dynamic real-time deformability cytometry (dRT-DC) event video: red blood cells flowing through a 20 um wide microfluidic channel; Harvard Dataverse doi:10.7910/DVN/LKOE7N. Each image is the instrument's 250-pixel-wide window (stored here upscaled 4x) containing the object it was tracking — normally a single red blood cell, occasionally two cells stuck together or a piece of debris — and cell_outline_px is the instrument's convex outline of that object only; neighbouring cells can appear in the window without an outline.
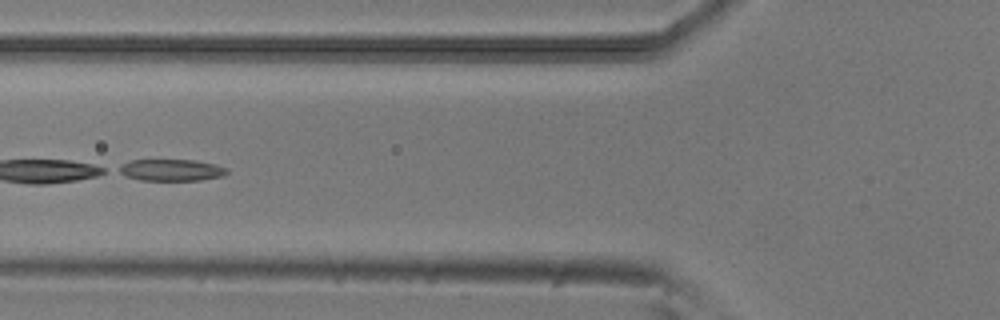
{"species": "common noctule bat (a hibernating species)", "species_latin": "Nyctalus noctula", "temperature_condition": "room temperature", "stored_images_in_passage": 50, "segment_of_instrument_passage": [2, 2], "camera_frame_rate_fps": 3000, "um_per_image_px": 0.085, "animal": {"sex": "male", "body_mass_g": 20.5, "forearm_length_mm": 52.5}, "frame": {"image": 1, "passage_image": 19, "time_ms": 6.0, "image_size_px": [1000, 320], "cell_outline_px": [[228, 172], [224, 176], [200, 180], [140, 180], [124, 176], [116, 172], [116, 168], [132, 160], [196, 160], [216, 164], [228, 168]], "centroid_in_image_um": [14.56, 14.46], "position_along_channel_um": 111.2, "area_um2": 13.81}}
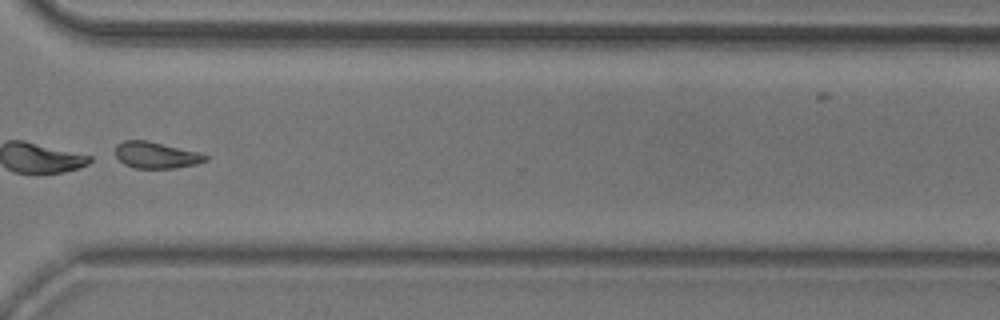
{"frame": {"image": 2, "passage_image": 38, "time_ms": 12.333, "image_size_px": [1000, 320], "cell_outline_px": [[208, 160], [196, 164], [172, 168], [136, 168], [124, 164], [116, 156], [116, 144], [124, 140], [148, 140], [200, 152], [208, 156]], "centroid_in_image_um": [13.28, 13.17], "position_along_channel_um": 357.3, "area_um2": 13.93}}